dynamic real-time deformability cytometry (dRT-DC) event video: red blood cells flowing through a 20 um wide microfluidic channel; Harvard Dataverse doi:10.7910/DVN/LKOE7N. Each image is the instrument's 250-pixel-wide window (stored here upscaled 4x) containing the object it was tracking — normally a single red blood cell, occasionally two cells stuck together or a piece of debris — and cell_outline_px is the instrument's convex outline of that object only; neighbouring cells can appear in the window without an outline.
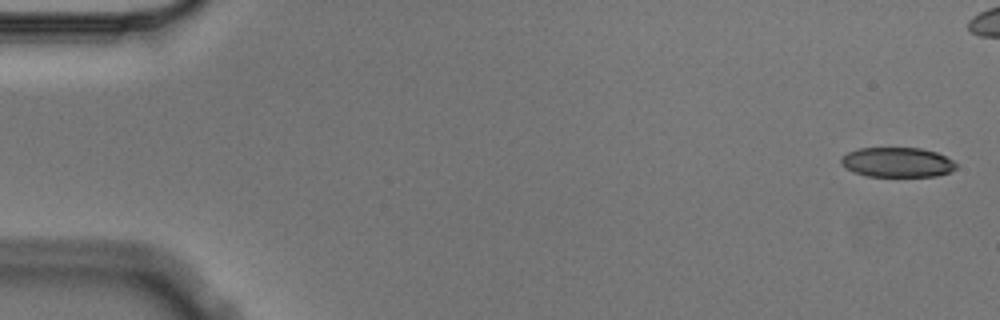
{"species": "Egyptian fruit bat (a non-hibernating species)", "species_latin": "Rousettus aegyptiacus", "temperature_condition": "cold", "stored_images_in_passage": 6, "camera_frame_rate_fps": 3000, "um_per_image_px": 0.085, "animal": {"sex": "male"}, "frame": {"image": 1, "passage_image": 1, "time_ms": 0.0, "image_size_px": [1000, 320], "cell_outline_px": [[956, 168], [948, 172], [936, 176], [868, 176], [852, 172], [840, 164], [840, 160], [848, 152], [860, 148], [920, 148], [936, 152], [952, 160], [956, 164]], "centroid_in_image_um": [76.24, 13.79], "position_along_channel_um": 8.8, "area_um2": 19.83}}